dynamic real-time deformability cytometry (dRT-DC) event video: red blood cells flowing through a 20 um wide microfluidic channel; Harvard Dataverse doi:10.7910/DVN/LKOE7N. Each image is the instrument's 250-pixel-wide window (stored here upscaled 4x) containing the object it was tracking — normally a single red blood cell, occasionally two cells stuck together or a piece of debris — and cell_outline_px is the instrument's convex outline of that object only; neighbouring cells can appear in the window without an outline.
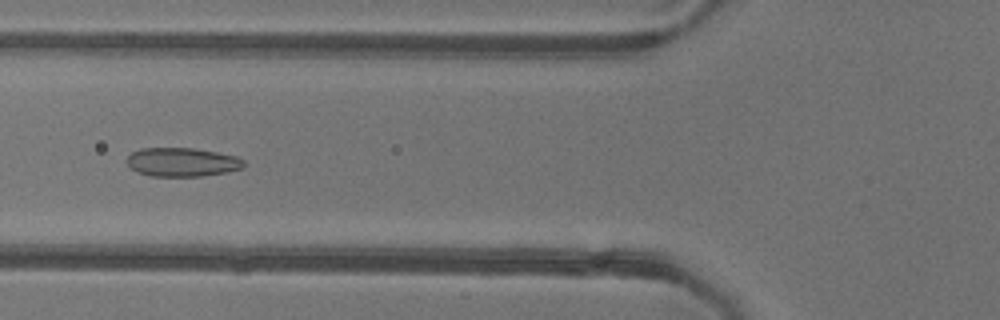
{"species": "common noctule bat (a hibernating species)", "species_latin": "Nyctalus noctula", "temperature_condition": "warm", "stored_images_in_passage": 47, "camera_frame_rate_fps": 3000, "um_per_image_px": 0.085, "animal": {"sex": "female"}, "frame": {"image": 1, "passage_image": 14, "time_ms": 4.333, "image_size_px": [1000, 320], "cell_outline_px": [[244, 168], [228, 172], [200, 176], [152, 176], [140, 172], [132, 168], [124, 160], [132, 152], [140, 148], [192, 148], [216, 152], [236, 156], [244, 160]], "centroid_in_image_um": [15.49, 13.77], "position_along_channel_um": 110.3, "area_um2": 19.59}}
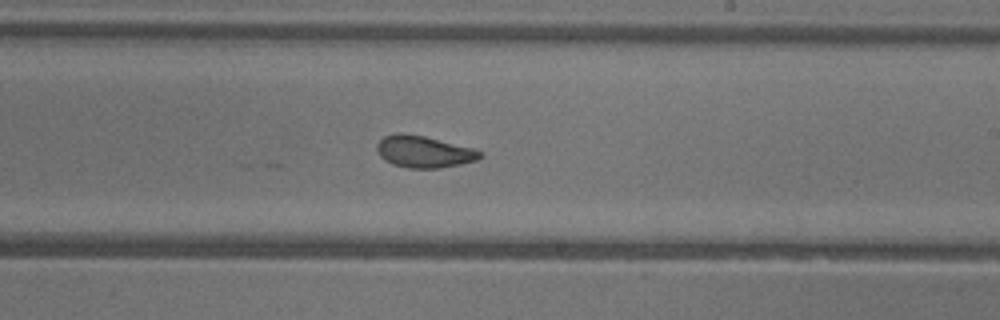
{"frame": {"image": 2, "passage_image": 25, "time_ms": 8.0, "image_size_px": [1000, 320], "cell_outline_px": [[484, 156], [476, 160], [460, 164], [440, 168], [408, 168], [392, 164], [384, 160], [380, 156], [376, 148], [376, 144], [384, 136], [396, 132], [400, 132], [424, 136], [472, 148], [484, 152]], "centroid_in_image_um": [36.01, 12.89], "position_along_channel_um": 253.0, "area_um2": 19.19}}
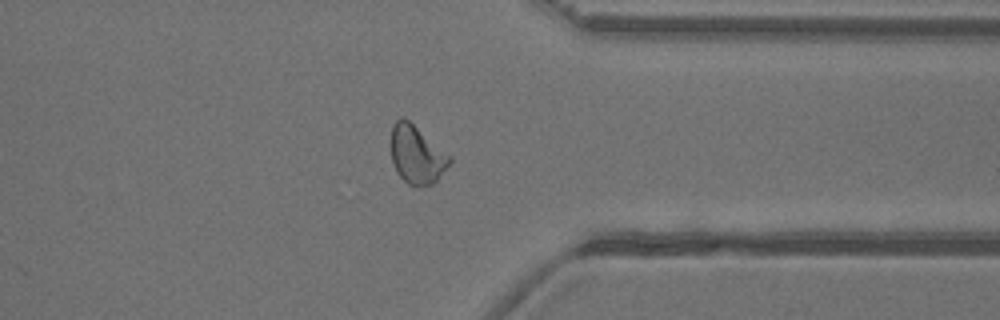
{"frame": {"image": 3, "passage_image": 35, "time_ms": 11.333, "image_size_px": [1000, 320], "cell_outline_px": [[452, 164], [432, 184], [416, 188], [408, 184], [396, 172], [392, 164], [392, 124], [400, 116], [404, 116], [452, 156]], "centroid_in_image_um": [35.44, 13.15], "position_along_channel_um": 376.0, "area_um2": 20.23}, "authors_computed_cell_mechanics": {"area_um2": 20.1722, "velocity_mm_per_s": 3.8954, "shape_relaxation_time_tau1_ms": null, "shape_relaxation_time_tau2_ms": 1.1787, "deformation_change_tau1": null, "deformation_change_tau2": 0.0822}}